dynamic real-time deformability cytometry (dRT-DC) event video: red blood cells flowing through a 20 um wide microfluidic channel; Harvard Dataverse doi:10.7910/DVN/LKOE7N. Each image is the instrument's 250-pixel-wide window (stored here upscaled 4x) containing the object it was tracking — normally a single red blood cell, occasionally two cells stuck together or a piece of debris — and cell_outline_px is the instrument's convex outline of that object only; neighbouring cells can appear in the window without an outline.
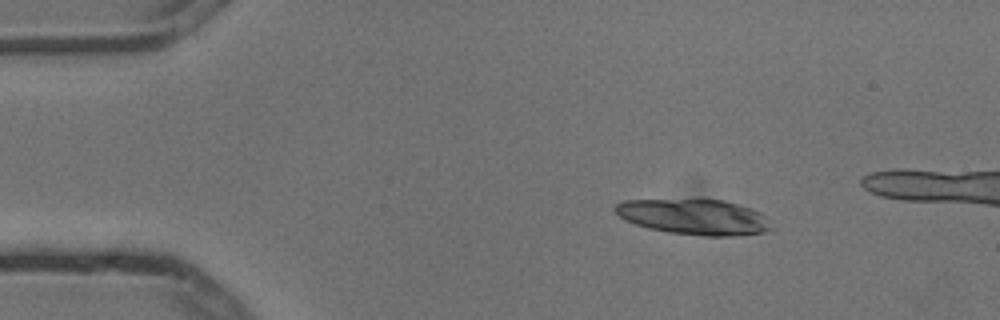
{"species": "common noctule bat (a hibernating species)", "species_latin": "Nyctalus noctula", "temperature_condition": "cold", "stored_images_in_passage": 4, "camera_frame_rate_fps": 3000, "um_per_image_px": 0.085, "animal": {"sex": "male", "body_mass_g": 13.3}, "frame": {"image": 1, "passage_image": 2, "time_ms": 0.333, "image_size_px": [1000, 320], "cell_outline_px": [[776, 228], [764, 232], [736, 236], [704, 236], [668, 232], [648, 228], [624, 220], [612, 208], [616, 204], [624, 200], [696, 196], [724, 200], [752, 208], [760, 212]], "centroid_in_image_um": [58.99, 18.38], "position_along_channel_um": 26.0, "area_um2": 33.81}}